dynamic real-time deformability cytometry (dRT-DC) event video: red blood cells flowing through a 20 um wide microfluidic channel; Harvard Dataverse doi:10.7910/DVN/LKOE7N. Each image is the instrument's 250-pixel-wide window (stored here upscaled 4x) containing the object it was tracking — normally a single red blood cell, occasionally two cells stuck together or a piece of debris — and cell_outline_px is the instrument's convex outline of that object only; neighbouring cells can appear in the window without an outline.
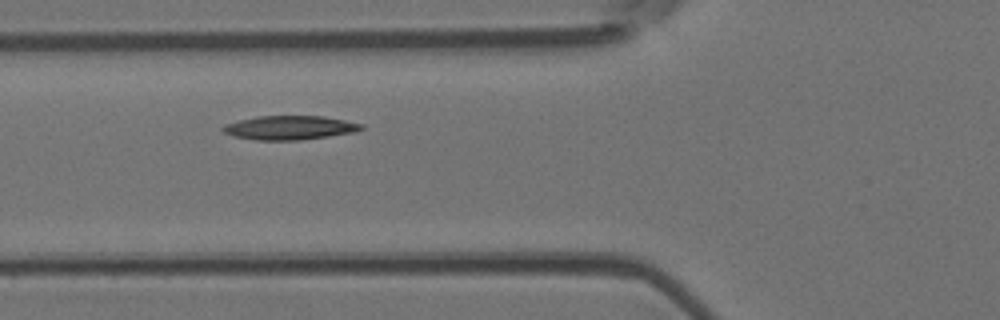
{"species": "Egyptian fruit bat (a non-hibernating species)", "species_latin": "Rousettus aegyptiacus", "temperature_condition": "room temperature", "stored_images_in_passage": 6, "camera_frame_rate_fps": 3000, "um_per_image_px": 0.085, "animal": {"sex": "female"}, "frame": {"image": 1, "passage_image": 2, "time_ms": 2.0, "image_size_px": [1000, 320], "cell_outline_px": [[364, 128], [356, 132], [300, 140], [256, 140], [232, 136], [224, 132], [220, 128], [224, 124], [256, 116], [324, 116], [364, 124]], "centroid_in_image_um": [24.62, 10.85], "position_along_channel_um": 101.2, "area_um2": 19.42}}
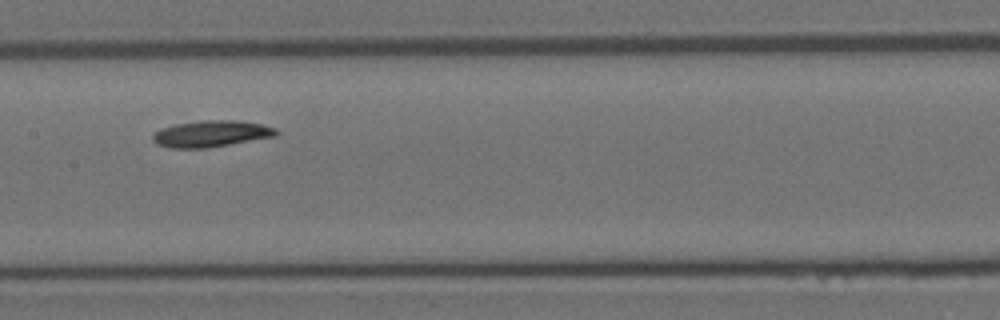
{"frame": {"image": 2, "passage_image": 4, "time_ms": 4.333, "image_size_px": [1000, 320], "cell_outline_px": [[280, 132], [276, 136], [208, 148], [168, 148], [156, 144], [152, 140], [152, 136], [160, 128], [176, 124], [200, 120], [240, 120], [260, 124], [276, 128]], "centroid_in_image_um": [17.95, 11.37], "position_along_channel_um": 189.5, "area_um2": 19.19}}
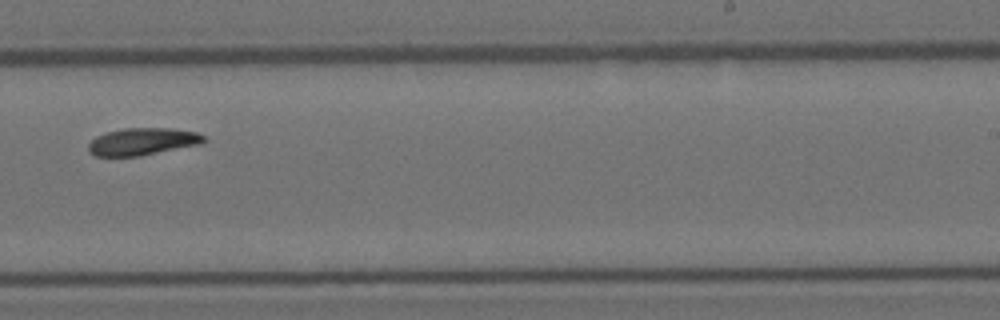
{"frame": {"image": 3, "passage_image": 6, "time_ms": 6.667, "image_size_px": [1000, 320], "cell_outline_px": [[208, 140], [200, 144], [140, 156], [96, 156], [88, 152], [88, 144], [96, 136], [108, 132], [124, 128], [168, 128], [196, 132], [204, 136]], "centroid_in_image_um": [12.11, 12.03], "position_along_channel_um": 276.9, "area_um2": 18.26}}